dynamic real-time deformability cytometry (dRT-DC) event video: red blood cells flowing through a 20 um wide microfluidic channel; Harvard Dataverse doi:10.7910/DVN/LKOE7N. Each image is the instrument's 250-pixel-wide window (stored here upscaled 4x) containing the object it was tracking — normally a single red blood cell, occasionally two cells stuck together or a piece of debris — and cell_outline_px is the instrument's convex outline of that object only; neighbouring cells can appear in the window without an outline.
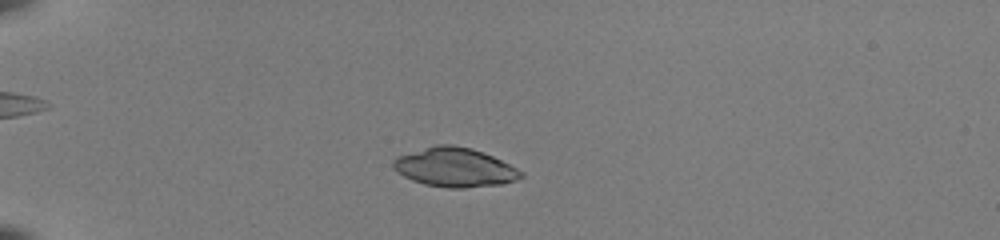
{"species": "common noctule bat (a hibernating species)", "species_latin": "Nyctalus noctula", "temperature_condition": "room temperature", "stored_images_in_passage": 48, "camera_frame_rate_fps": 3000, "um_per_image_px": 0.085, "animal": {"sex": "female", "body_mass_g": 22.0, "forearm_length_mm": 56.7}, "frame": {"image": 1, "passage_image": 11, "time_ms": 3.333, "image_size_px": [1000, 240], "cell_outline_px": [[524, 176], [516, 180], [500, 184], [464, 188], [448, 188], [424, 184], [412, 180], [396, 172], [392, 168], [392, 160], [396, 156], [436, 144], [452, 144], [472, 148], [492, 156], [524, 172]], "centroid_in_image_um": [38.61, 14.22], "position_along_channel_um": 46.4, "area_um2": 29.19}}